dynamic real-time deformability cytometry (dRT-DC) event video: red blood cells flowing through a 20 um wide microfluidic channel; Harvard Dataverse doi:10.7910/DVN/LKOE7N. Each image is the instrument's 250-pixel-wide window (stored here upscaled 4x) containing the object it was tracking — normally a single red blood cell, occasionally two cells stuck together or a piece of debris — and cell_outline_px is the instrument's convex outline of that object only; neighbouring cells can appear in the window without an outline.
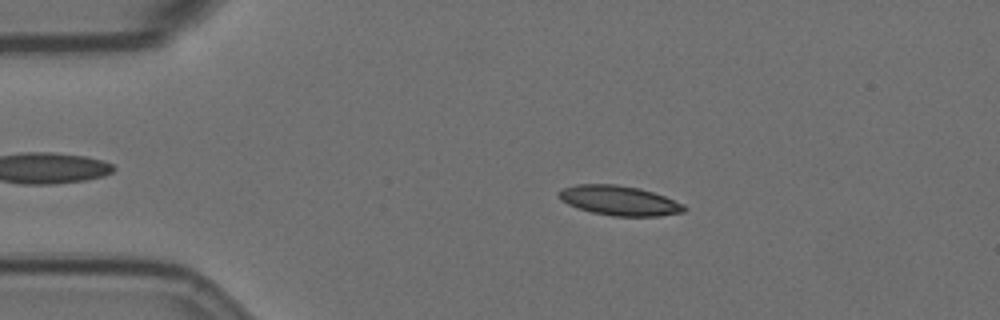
{"species": "Egyptian fruit bat (a non-hibernating species)", "species_latin": "Rousettus aegyptiacus", "temperature_condition": "room temperature", "stored_images_in_passage": 47, "camera_frame_rate_fps": 3000, "um_per_image_px": 0.085, "animal": {"sex": "female"}, "frame": {"image": 1, "passage_image": 10, "time_ms": 3.0, "image_size_px": [1000, 320], "cell_outline_px": [[688, 208], [684, 212], [660, 216], [612, 216], [592, 212], [568, 204], [560, 200], [556, 192], [564, 188], [576, 184], [616, 184], [640, 188], [664, 196], [684, 204]], "centroid_in_image_um": [52.64, 17.04], "position_along_channel_um": 32.4, "area_um2": 21.73}}
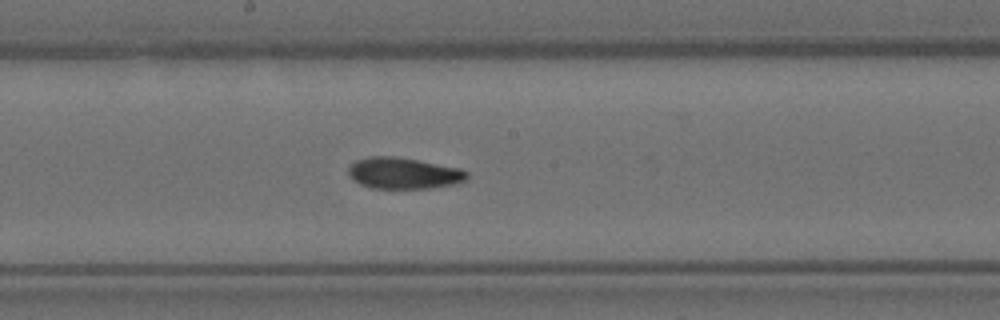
{"frame": {"image": 2, "passage_image": 29, "time_ms": 9.333, "image_size_px": [1000, 320], "cell_outline_px": [[468, 176], [464, 180], [456, 184], [428, 188], [372, 188], [360, 184], [352, 180], [348, 176], [348, 168], [356, 160], [368, 156], [396, 156], [460, 168], [468, 172]], "centroid_in_image_um": [34.27, 14.72], "position_along_channel_um": 213.9, "area_um2": 21.68}}
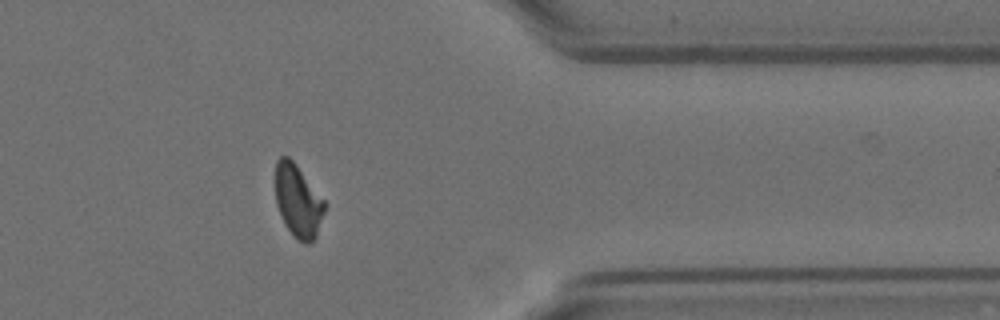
{"frame": {"image": 3, "passage_image": 45, "time_ms": 14.667, "image_size_px": [1000, 320], "cell_outline_px": [[324, 212], [316, 236], [308, 244], [304, 244], [292, 236], [276, 204], [276, 160], [280, 156], [288, 156], [296, 164], [324, 200]], "centroid_in_image_um": [25.32, 17.08], "position_along_channel_um": 386.1, "area_um2": 20.46}, "authors_computed_cell_mechanics": {"area_um2": 21.5594, "velocity_mm_per_s": 3.548, "shape_relaxation_time_tau1_ms": 7.0004, "shape_relaxation_time_tau2_ms": 2.9008, "deformation_change_tau1": 0.1593, "deformation_change_tau2": 0.0758}}